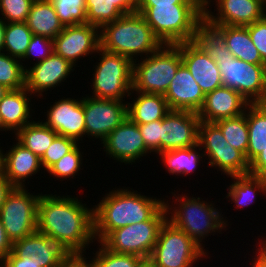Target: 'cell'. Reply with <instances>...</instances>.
<instances>
[{"mask_svg":"<svg viewBox=\"0 0 266 267\" xmlns=\"http://www.w3.org/2000/svg\"><path fill=\"white\" fill-rule=\"evenodd\" d=\"M215 124L220 128L227 142L235 149L241 151L247 159L249 133L246 111L235 118L218 120Z\"/></svg>","mask_w":266,"mask_h":267,"instance_id":"obj_34","label":"cell"},{"mask_svg":"<svg viewBox=\"0 0 266 267\" xmlns=\"http://www.w3.org/2000/svg\"><path fill=\"white\" fill-rule=\"evenodd\" d=\"M178 192L177 194L170 192L174 197L172 203L171 200L165 201L167 220L176 228L183 230L204 249L202 242H205V238L211 234L214 236L216 233L222 234L223 230L226 231L229 227L228 220L226 217L224 219L221 209L218 210L214 203L207 201L208 199L205 201L199 196L193 197L183 193L181 196Z\"/></svg>","mask_w":266,"mask_h":267,"instance_id":"obj_4","label":"cell"},{"mask_svg":"<svg viewBox=\"0 0 266 267\" xmlns=\"http://www.w3.org/2000/svg\"><path fill=\"white\" fill-rule=\"evenodd\" d=\"M129 96V99L133 100L127 102V115L138 125L162 120L171 111L164 95L142 93L132 89Z\"/></svg>","mask_w":266,"mask_h":267,"instance_id":"obj_26","label":"cell"},{"mask_svg":"<svg viewBox=\"0 0 266 267\" xmlns=\"http://www.w3.org/2000/svg\"><path fill=\"white\" fill-rule=\"evenodd\" d=\"M12 253L19 258L30 257L40 267H59L74 252L59 239L36 231L14 242Z\"/></svg>","mask_w":266,"mask_h":267,"instance_id":"obj_17","label":"cell"},{"mask_svg":"<svg viewBox=\"0 0 266 267\" xmlns=\"http://www.w3.org/2000/svg\"><path fill=\"white\" fill-rule=\"evenodd\" d=\"M127 102L83 97L85 137L102 142L117 126L128 118Z\"/></svg>","mask_w":266,"mask_h":267,"instance_id":"obj_13","label":"cell"},{"mask_svg":"<svg viewBox=\"0 0 266 267\" xmlns=\"http://www.w3.org/2000/svg\"><path fill=\"white\" fill-rule=\"evenodd\" d=\"M84 255L85 253H73L67 260L60 263L59 267H94L92 259L89 260Z\"/></svg>","mask_w":266,"mask_h":267,"instance_id":"obj_47","label":"cell"},{"mask_svg":"<svg viewBox=\"0 0 266 267\" xmlns=\"http://www.w3.org/2000/svg\"><path fill=\"white\" fill-rule=\"evenodd\" d=\"M198 144L209 167L228 177L249 174L246 156L232 147L215 123L200 121ZM208 157V158H207Z\"/></svg>","mask_w":266,"mask_h":267,"instance_id":"obj_11","label":"cell"},{"mask_svg":"<svg viewBox=\"0 0 266 267\" xmlns=\"http://www.w3.org/2000/svg\"><path fill=\"white\" fill-rule=\"evenodd\" d=\"M11 90L7 88L6 86L0 84V102L3 100V98L10 92Z\"/></svg>","mask_w":266,"mask_h":267,"instance_id":"obj_54","label":"cell"},{"mask_svg":"<svg viewBox=\"0 0 266 267\" xmlns=\"http://www.w3.org/2000/svg\"><path fill=\"white\" fill-rule=\"evenodd\" d=\"M129 188L115 187L93 206L94 237L98 243L118 228L150 220L165 205L164 198L148 197Z\"/></svg>","mask_w":266,"mask_h":267,"instance_id":"obj_3","label":"cell"},{"mask_svg":"<svg viewBox=\"0 0 266 267\" xmlns=\"http://www.w3.org/2000/svg\"><path fill=\"white\" fill-rule=\"evenodd\" d=\"M33 35L54 39L63 29L58 15L49 0H34L25 22Z\"/></svg>","mask_w":266,"mask_h":267,"instance_id":"obj_28","label":"cell"},{"mask_svg":"<svg viewBox=\"0 0 266 267\" xmlns=\"http://www.w3.org/2000/svg\"><path fill=\"white\" fill-rule=\"evenodd\" d=\"M63 26L87 24L86 0H49Z\"/></svg>","mask_w":266,"mask_h":267,"instance_id":"obj_38","label":"cell"},{"mask_svg":"<svg viewBox=\"0 0 266 267\" xmlns=\"http://www.w3.org/2000/svg\"><path fill=\"white\" fill-rule=\"evenodd\" d=\"M200 151H202V148L197 144L193 147L168 150L160 153L159 156L164 163L166 172L185 177L196 172L199 164H201L200 161L205 158L203 152Z\"/></svg>","mask_w":266,"mask_h":267,"instance_id":"obj_31","label":"cell"},{"mask_svg":"<svg viewBox=\"0 0 266 267\" xmlns=\"http://www.w3.org/2000/svg\"><path fill=\"white\" fill-rule=\"evenodd\" d=\"M99 244L98 250L92 252L94 267H140L145 261L137 255L111 252L101 242Z\"/></svg>","mask_w":266,"mask_h":267,"instance_id":"obj_39","label":"cell"},{"mask_svg":"<svg viewBox=\"0 0 266 267\" xmlns=\"http://www.w3.org/2000/svg\"><path fill=\"white\" fill-rule=\"evenodd\" d=\"M90 83L92 97L125 101L133 87V61L126 56L99 48ZM124 99V100H123Z\"/></svg>","mask_w":266,"mask_h":267,"instance_id":"obj_8","label":"cell"},{"mask_svg":"<svg viewBox=\"0 0 266 267\" xmlns=\"http://www.w3.org/2000/svg\"><path fill=\"white\" fill-rule=\"evenodd\" d=\"M49 108L44 112L47 119L43 122L58 135L70 137L78 143L81 141L83 143L85 137L83 96L77 99L74 97L59 98Z\"/></svg>","mask_w":266,"mask_h":267,"instance_id":"obj_19","label":"cell"},{"mask_svg":"<svg viewBox=\"0 0 266 267\" xmlns=\"http://www.w3.org/2000/svg\"><path fill=\"white\" fill-rule=\"evenodd\" d=\"M194 41L217 63L224 87L236 90L250 104L266 103V65L235 58L226 47L224 25H214L203 17Z\"/></svg>","mask_w":266,"mask_h":267,"instance_id":"obj_1","label":"cell"},{"mask_svg":"<svg viewBox=\"0 0 266 267\" xmlns=\"http://www.w3.org/2000/svg\"><path fill=\"white\" fill-rule=\"evenodd\" d=\"M53 48L55 54L77 66L84 57L96 58L100 48V29L91 24L65 26L53 39Z\"/></svg>","mask_w":266,"mask_h":267,"instance_id":"obj_14","label":"cell"},{"mask_svg":"<svg viewBox=\"0 0 266 267\" xmlns=\"http://www.w3.org/2000/svg\"><path fill=\"white\" fill-rule=\"evenodd\" d=\"M13 243L7 236L4 226L0 220V262L12 252Z\"/></svg>","mask_w":266,"mask_h":267,"instance_id":"obj_48","label":"cell"},{"mask_svg":"<svg viewBox=\"0 0 266 267\" xmlns=\"http://www.w3.org/2000/svg\"><path fill=\"white\" fill-rule=\"evenodd\" d=\"M25 64L21 60L12 57L5 52L0 53V84L10 90H18L25 87Z\"/></svg>","mask_w":266,"mask_h":267,"instance_id":"obj_36","label":"cell"},{"mask_svg":"<svg viewBox=\"0 0 266 267\" xmlns=\"http://www.w3.org/2000/svg\"><path fill=\"white\" fill-rule=\"evenodd\" d=\"M4 152L2 149V171L14 187H26V179L43 170L40 158L17 140Z\"/></svg>","mask_w":266,"mask_h":267,"instance_id":"obj_24","label":"cell"},{"mask_svg":"<svg viewBox=\"0 0 266 267\" xmlns=\"http://www.w3.org/2000/svg\"><path fill=\"white\" fill-rule=\"evenodd\" d=\"M200 119L192 111L171 110L161 125V153L198 144Z\"/></svg>","mask_w":266,"mask_h":267,"instance_id":"obj_20","label":"cell"},{"mask_svg":"<svg viewBox=\"0 0 266 267\" xmlns=\"http://www.w3.org/2000/svg\"><path fill=\"white\" fill-rule=\"evenodd\" d=\"M28 96V97H27ZM24 87L11 90L0 102V115L4 126L15 134L25 125L33 121L31 99L34 96ZM31 119V120H30Z\"/></svg>","mask_w":266,"mask_h":267,"instance_id":"obj_25","label":"cell"},{"mask_svg":"<svg viewBox=\"0 0 266 267\" xmlns=\"http://www.w3.org/2000/svg\"><path fill=\"white\" fill-rule=\"evenodd\" d=\"M203 2L204 17L214 25L247 26L266 15L264 0H204ZM211 6H214V12L217 13L214 14Z\"/></svg>","mask_w":266,"mask_h":267,"instance_id":"obj_15","label":"cell"},{"mask_svg":"<svg viewBox=\"0 0 266 267\" xmlns=\"http://www.w3.org/2000/svg\"><path fill=\"white\" fill-rule=\"evenodd\" d=\"M78 142L70 137L58 135L40 158L42 168L47 171L54 163L70 152Z\"/></svg>","mask_w":266,"mask_h":267,"instance_id":"obj_40","label":"cell"},{"mask_svg":"<svg viewBox=\"0 0 266 267\" xmlns=\"http://www.w3.org/2000/svg\"><path fill=\"white\" fill-rule=\"evenodd\" d=\"M7 23L0 17V53L4 48V34Z\"/></svg>","mask_w":266,"mask_h":267,"instance_id":"obj_52","label":"cell"},{"mask_svg":"<svg viewBox=\"0 0 266 267\" xmlns=\"http://www.w3.org/2000/svg\"><path fill=\"white\" fill-rule=\"evenodd\" d=\"M249 105L250 103L236 90L221 86L205 95L198 116L200 121L215 123L221 119L244 114Z\"/></svg>","mask_w":266,"mask_h":267,"instance_id":"obj_23","label":"cell"},{"mask_svg":"<svg viewBox=\"0 0 266 267\" xmlns=\"http://www.w3.org/2000/svg\"><path fill=\"white\" fill-rule=\"evenodd\" d=\"M231 180L233 182L226 187L228 192L225 198H229L231 204L234 202L237 210L256 202L259 196L257 193L266 196V177L245 174L232 176Z\"/></svg>","mask_w":266,"mask_h":267,"instance_id":"obj_29","label":"cell"},{"mask_svg":"<svg viewBox=\"0 0 266 267\" xmlns=\"http://www.w3.org/2000/svg\"><path fill=\"white\" fill-rule=\"evenodd\" d=\"M139 0H86L87 24L99 29L125 14L136 12Z\"/></svg>","mask_w":266,"mask_h":267,"instance_id":"obj_27","label":"cell"},{"mask_svg":"<svg viewBox=\"0 0 266 267\" xmlns=\"http://www.w3.org/2000/svg\"><path fill=\"white\" fill-rule=\"evenodd\" d=\"M204 0H139L138 5L204 4Z\"/></svg>","mask_w":266,"mask_h":267,"instance_id":"obj_49","label":"cell"},{"mask_svg":"<svg viewBox=\"0 0 266 267\" xmlns=\"http://www.w3.org/2000/svg\"><path fill=\"white\" fill-rule=\"evenodd\" d=\"M0 131H9L5 126H4V123L2 121V118H1V115H0Z\"/></svg>","mask_w":266,"mask_h":267,"instance_id":"obj_55","label":"cell"},{"mask_svg":"<svg viewBox=\"0 0 266 267\" xmlns=\"http://www.w3.org/2000/svg\"><path fill=\"white\" fill-rule=\"evenodd\" d=\"M32 36V31L25 22L7 23L3 52L21 60L27 52Z\"/></svg>","mask_w":266,"mask_h":267,"instance_id":"obj_35","label":"cell"},{"mask_svg":"<svg viewBox=\"0 0 266 267\" xmlns=\"http://www.w3.org/2000/svg\"><path fill=\"white\" fill-rule=\"evenodd\" d=\"M14 136L15 140L41 158L58 134L41 119L25 125Z\"/></svg>","mask_w":266,"mask_h":267,"instance_id":"obj_33","label":"cell"},{"mask_svg":"<svg viewBox=\"0 0 266 267\" xmlns=\"http://www.w3.org/2000/svg\"><path fill=\"white\" fill-rule=\"evenodd\" d=\"M62 195L41 192L37 231L59 239L74 253L86 254V248L96 242L93 206L89 208L78 196Z\"/></svg>","mask_w":266,"mask_h":267,"instance_id":"obj_2","label":"cell"},{"mask_svg":"<svg viewBox=\"0 0 266 267\" xmlns=\"http://www.w3.org/2000/svg\"><path fill=\"white\" fill-rule=\"evenodd\" d=\"M54 52L53 48V39L46 37V36H40V35H33L31 41L29 42V46L27 49L26 54L21 59L22 64H24V61L29 60L32 58L36 62H32L33 64H37L43 60H45L47 57H49Z\"/></svg>","mask_w":266,"mask_h":267,"instance_id":"obj_42","label":"cell"},{"mask_svg":"<svg viewBox=\"0 0 266 267\" xmlns=\"http://www.w3.org/2000/svg\"><path fill=\"white\" fill-rule=\"evenodd\" d=\"M182 63L180 43L163 44L152 54L133 61L132 89L142 93L165 95Z\"/></svg>","mask_w":266,"mask_h":267,"instance_id":"obj_7","label":"cell"},{"mask_svg":"<svg viewBox=\"0 0 266 267\" xmlns=\"http://www.w3.org/2000/svg\"><path fill=\"white\" fill-rule=\"evenodd\" d=\"M249 174L266 177V148L249 163Z\"/></svg>","mask_w":266,"mask_h":267,"instance_id":"obj_46","label":"cell"},{"mask_svg":"<svg viewBox=\"0 0 266 267\" xmlns=\"http://www.w3.org/2000/svg\"><path fill=\"white\" fill-rule=\"evenodd\" d=\"M28 187H13L0 209V220L12 243L37 231L40 193H30Z\"/></svg>","mask_w":266,"mask_h":267,"instance_id":"obj_12","label":"cell"},{"mask_svg":"<svg viewBox=\"0 0 266 267\" xmlns=\"http://www.w3.org/2000/svg\"><path fill=\"white\" fill-rule=\"evenodd\" d=\"M78 143L70 152L64 155L60 160L54 163L46 172L49 173L50 177L53 176L56 180L63 181L67 178L74 179L77 174L83 170V153L81 152V147Z\"/></svg>","mask_w":266,"mask_h":267,"instance_id":"obj_37","label":"cell"},{"mask_svg":"<svg viewBox=\"0 0 266 267\" xmlns=\"http://www.w3.org/2000/svg\"><path fill=\"white\" fill-rule=\"evenodd\" d=\"M0 267H40L30 257L19 258L10 252L1 262Z\"/></svg>","mask_w":266,"mask_h":267,"instance_id":"obj_45","label":"cell"},{"mask_svg":"<svg viewBox=\"0 0 266 267\" xmlns=\"http://www.w3.org/2000/svg\"><path fill=\"white\" fill-rule=\"evenodd\" d=\"M162 120L138 125L146 148L153 154L161 153Z\"/></svg>","mask_w":266,"mask_h":267,"instance_id":"obj_43","label":"cell"},{"mask_svg":"<svg viewBox=\"0 0 266 267\" xmlns=\"http://www.w3.org/2000/svg\"><path fill=\"white\" fill-rule=\"evenodd\" d=\"M262 238L257 239L259 240V242L258 241L256 242V244L258 243L256 246L258 247L257 249L266 257V236L265 237L263 236Z\"/></svg>","mask_w":266,"mask_h":267,"instance_id":"obj_53","label":"cell"},{"mask_svg":"<svg viewBox=\"0 0 266 267\" xmlns=\"http://www.w3.org/2000/svg\"><path fill=\"white\" fill-rule=\"evenodd\" d=\"M140 267H153L148 261H144Z\"/></svg>","mask_w":266,"mask_h":267,"instance_id":"obj_56","label":"cell"},{"mask_svg":"<svg viewBox=\"0 0 266 267\" xmlns=\"http://www.w3.org/2000/svg\"><path fill=\"white\" fill-rule=\"evenodd\" d=\"M171 110L198 113L203 107L205 94L188 68L182 63L164 95Z\"/></svg>","mask_w":266,"mask_h":267,"instance_id":"obj_22","label":"cell"},{"mask_svg":"<svg viewBox=\"0 0 266 267\" xmlns=\"http://www.w3.org/2000/svg\"><path fill=\"white\" fill-rule=\"evenodd\" d=\"M167 215L164 205L150 220L118 228L101 243L111 252L137 255L148 261Z\"/></svg>","mask_w":266,"mask_h":267,"instance_id":"obj_10","label":"cell"},{"mask_svg":"<svg viewBox=\"0 0 266 267\" xmlns=\"http://www.w3.org/2000/svg\"><path fill=\"white\" fill-rule=\"evenodd\" d=\"M246 28L262 60L266 63V15L253 24L247 25Z\"/></svg>","mask_w":266,"mask_h":267,"instance_id":"obj_44","label":"cell"},{"mask_svg":"<svg viewBox=\"0 0 266 267\" xmlns=\"http://www.w3.org/2000/svg\"><path fill=\"white\" fill-rule=\"evenodd\" d=\"M2 171V147L0 146V172Z\"/></svg>","mask_w":266,"mask_h":267,"instance_id":"obj_57","label":"cell"},{"mask_svg":"<svg viewBox=\"0 0 266 267\" xmlns=\"http://www.w3.org/2000/svg\"><path fill=\"white\" fill-rule=\"evenodd\" d=\"M14 186L5 177L4 172H0V209L5 202L8 193L12 190Z\"/></svg>","mask_w":266,"mask_h":267,"instance_id":"obj_50","label":"cell"},{"mask_svg":"<svg viewBox=\"0 0 266 267\" xmlns=\"http://www.w3.org/2000/svg\"><path fill=\"white\" fill-rule=\"evenodd\" d=\"M101 144L107 157H112L111 159L125 165L139 163L141 157L151 155L143 141L138 124L129 118L117 126Z\"/></svg>","mask_w":266,"mask_h":267,"instance_id":"obj_16","label":"cell"},{"mask_svg":"<svg viewBox=\"0 0 266 267\" xmlns=\"http://www.w3.org/2000/svg\"><path fill=\"white\" fill-rule=\"evenodd\" d=\"M182 61L206 95L223 86L217 63L194 40L180 43Z\"/></svg>","mask_w":266,"mask_h":267,"instance_id":"obj_21","label":"cell"},{"mask_svg":"<svg viewBox=\"0 0 266 267\" xmlns=\"http://www.w3.org/2000/svg\"><path fill=\"white\" fill-rule=\"evenodd\" d=\"M249 141L247 161L250 163L266 148V103L250 104L246 108Z\"/></svg>","mask_w":266,"mask_h":267,"instance_id":"obj_32","label":"cell"},{"mask_svg":"<svg viewBox=\"0 0 266 267\" xmlns=\"http://www.w3.org/2000/svg\"><path fill=\"white\" fill-rule=\"evenodd\" d=\"M207 251L166 220L148 262L153 267H195L199 260L209 258Z\"/></svg>","mask_w":266,"mask_h":267,"instance_id":"obj_9","label":"cell"},{"mask_svg":"<svg viewBox=\"0 0 266 267\" xmlns=\"http://www.w3.org/2000/svg\"><path fill=\"white\" fill-rule=\"evenodd\" d=\"M226 47L237 59L256 65H266L252 42L246 26L224 25Z\"/></svg>","mask_w":266,"mask_h":267,"instance_id":"obj_30","label":"cell"},{"mask_svg":"<svg viewBox=\"0 0 266 267\" xmlns=\"http://www.w3.org/2000/svg\"><path fill=\"white\" fill-rule=\"evenodd\" d=\"M253 254H255L253 258L251 257L253 260L248 261L251 262L250 267H266V257L258 249L255 252L253 250Z\"/></svg>","mask_w":266,"mask_h":267,"instance_id":"obj_51","label":"cell"},{"mask_svg":"<svg viewBox=\"0 0 266 267\" xmlns=\"http://www.w3.org/2000/svg\"><path fill=\"white\" fill-rule=\"evenodd\" d=\"M140 13L162 44L193 41L204 17V4L137 5Z\"/></svg>","mask_w":266,"mask_h":267,"instance_id":"obj_6","label":"cell"},{"mask_svg":"<svg viewBox=\"0 0 266 267\" xmlns=\"http://www.w3.org/2000/svg\"><path fill=\"white\" fill-rule=\"evenodd\" d=\"M162 45L138 12L125 14L100 29V48L132 61L152 54Z\"/></svg>","mask_w":266,"mask_h":267,"instance_id":"obj_5","label":"cell"},{"mask_svg":"<svg viewBox=\"0 0 266 267\" xmlns=\"http://www.w3.org/2000/svg\"><path fill=\"white\" fill-rule=\"evenodd\" d=\"M34 0H0V16L6 23L26 22Z\"/></svg>","mask_w":266,"mask_h":267,"instance_id":"obj_41","label":"cell"},{"mask_svg":"<svg viewBox=\"0 0 266 267\" xmlns=\"http://www.w3.org/2000/svg\"><path fill=\"white\" fill-rule=\"evenodd\" d=\"M30 65L26 64L25 67V88L37 100L44 97V94L47 95L46 91L51 89V93L56 86L58 88L60 84H63L62 82H66V79H69L68 77L76 68L70 61L54 52L45 60L32 67Z\"/></svg>","mask_w":266,"mask_h":267,"instance_id":"obj_18","label":"cell"}]
</instances>
